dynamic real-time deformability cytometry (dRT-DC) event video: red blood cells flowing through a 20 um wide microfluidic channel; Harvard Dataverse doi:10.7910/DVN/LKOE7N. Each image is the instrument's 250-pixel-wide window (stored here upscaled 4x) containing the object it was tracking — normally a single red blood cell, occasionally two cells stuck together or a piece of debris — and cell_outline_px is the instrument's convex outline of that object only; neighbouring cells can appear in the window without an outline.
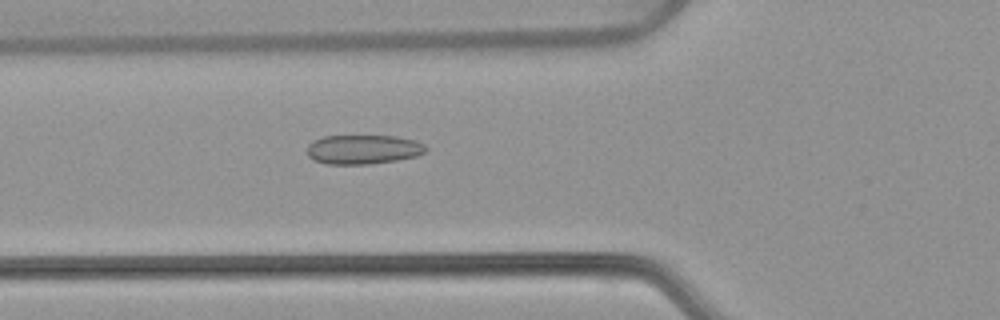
{"species": "common noctule bat (a hibernating species)", "species_latin": "Nyctalus noctula", "temperature_condition": "warm", "stored_images_in_passage": 54, "camera_frame_rate_fps": 3000, "um_per_image_px": 0.085, "animal": {"sex": "female", "body_mass_g": 22.7, "forearm_length_mm": 54.2}, "frame": {"image": 1, "passage_image": 20, "time_ms": 6.333, "image_size_px": [1000, 320], "cell_outline_px": [[428, 148], [424, 152], [416, 156], [396, 160], [368, 164], [328, 164], [312, 160], [308, 156], [308, 144], [312, 140], [324, 136], [396, 136], [416, 140], [424, 144]], "centroid_in_image_um": [30.86, 12.69], "position_along_channel_um": 94.9, "area_um2": 20.35}}
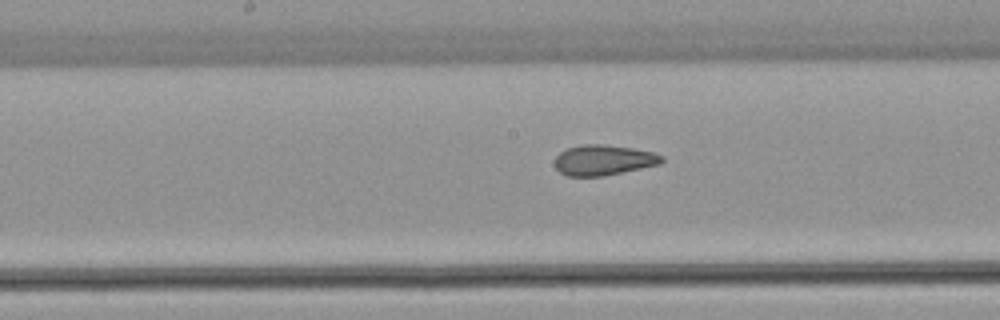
{"frame": {"image": 2, "passage_image": 28, "time_ms": 9.0, "image_size_px": [1000, 320], "cell_outline_px": [[664, 160], [660, 164], [600, 176], [568, 176], [560, 172], [556, 168], [556, 156], [560, 152], [568, 148], [584, 144], [604, 144], [632, 148], [652, 152], [664, 156]], "centroid_in_image_um": [51.3, 13.59], "position_along_channel_um": 196.9, "area_um2": 18.67}}
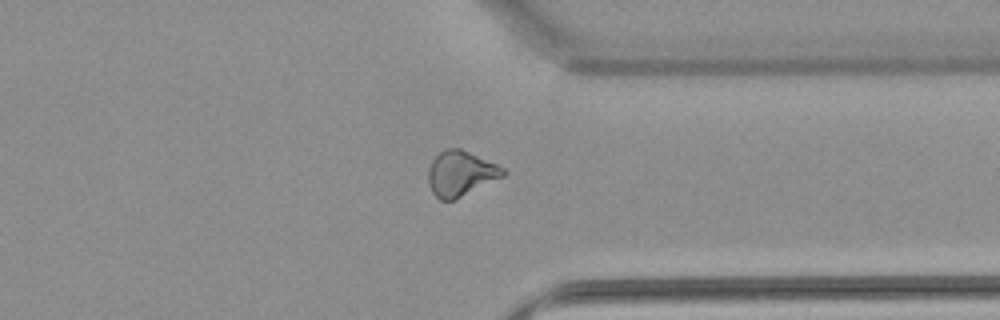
{"frame": {"image": 3, "passage_image": 42, "time_ms": 13.667, "image_size_px": [1000, 320], "cell_outline_px": [[508, 172], [504, 176], [456, 200], [440, 200], [432, 192], [428, 184], [428, 168], [432, 160], [444, 148], [460, 148], [496, 164], [504, 168]], "centroid_in_image_um": [39.15, 14.76], "position_along_channel_um": 372.3, "area_um2": 19.83}, "authors_computed_cell_mechanics": {"area_um2": 20.3167, "velocity_mm_per_s": 3.8074, "shape_relaxation_time_tau1_ms": null, "shape_relaxation_time_tau2_ms": 1.816, "deformation_change_tau1": null, "deformation_change_tau2": 0.0753}}